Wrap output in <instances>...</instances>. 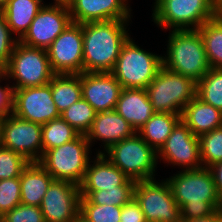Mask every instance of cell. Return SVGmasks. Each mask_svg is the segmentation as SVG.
<instances>
[{"instance_id": "74e56055", "label": "cell", "mask_w": 222, "mask_h": 222, "mask_svg": "<svg viewBox=\"0 0 222 222\" xmlns=\"http://www.w3.org/2000/svg\"><path fill=\"white\" fill-rule=\"evenodd\" d=\"M120 222H147L140 204L134 197L122 206Z\"/></svg>"}, {"instance_id": "b9f144b4", "label": "cell", "mask_w": 222, "mask_h": 222, "mask_svg": "<svg viewBox=\"0 0 222 222\" xmlns=\"http://www.w3.org/2000/svg\"><path fill=\"white\" fill-rule=\"evenodd\" d=\"M217 15H222V0H210Z\"/></svg>"}, {"instance_id": "cb8c5ba5", "label": "cell", "mask_w": 222, "mask_h": 222, "mask_svg": "<svg viewBox=\"0 0 222 222\" xmlns=\"http://www.w3.org/2000/svg\"><path fill=\"white\" fill-rule=\"evenodd\" d=\"M43 0H9L0 10L7 21V24L14 35L20 40L28 31L31 22L37 13L45 5Z\"/></svg>"}, {"instance_id": "ee69618b", "label": "cell", "mask_w": 222, "mask_h": 222, "mask_svg": "<svg viewBox=\"0 0 222 222\" xmlns=\"http://www.w3.org/2000/svg\"><path fill=\"white\" fill-rule=\"evenodd\" d=\"M73 222H89L87 219H85L80 213L76 216L75 220Z\"/></svg>"}, {"instance_id": "8fae6325", "label": "cell", "mask_w": 222, "mask_h": 222, "mask_svg": "<svg viewBox=\"0 0 222 222\" xmlns=\"http://www.w3.org/2000/svg\"><path fill=\"white\" fill-rule=\"evenodd\" d=\"M71 22L66 1H55L53 5L46 4L19 41L29 47L46 50Z\"/></svg>"}, {"instance_id": "ab89813d", "label": "cell", "mask_w": 222, "mask_h": 222, "mask_svg": "<svg viewBox=\"0 0 222 222\" xmlns=\"http://www.w3.org/2000/svg\"><path fill=\"white\" fill-rule=\"evenodd\" d=\"M211 170L219 199L222 203V161L209 167Z\"/></svg>"}, {"instance_id": "60d3db41", "label": "cell", "mask_w": 222, "mask_h": 222, "mask_svg": "<svg viewBox=\"0 0 222 222\" xmlns=\"http://www.w3.org/2000/svg\"><path fill=\"white\" fill-rule=\"evenodd\" d=\"M178 222H222V209L217 210L212 215L193 220H186L181 217Z\"/></svg>"}, {"instance_id": "bcb514c9", "label": "cell", "mask_w": 222, "mask_h": 222, "mask_svg": "<svg viewBox=\"0 0 222 222\" xmlns=\"http://www.w3.org/2000/svg\"><path fill=\"white\" fill-rule=\"evenodd\" d=\"M9 0H0V10L7 4Z\"/></svg>"}, {"instance_id": "8992f818", "label": "cell", "mask_w": 222, "mask_h": 222, "mask_svg": "<svg viewBox=\"0 0 222 222\" xmlns=\"http://www.w3.org/2000/svg\"><path fill=\"white\" fill-rule=\"evenodd\" d=\"M162 66L161 55L141 49L129 37L111 73L122 88L146 89Z\"/></svg>"}, {"instance_id": "5b68a950", "label": "cell", "mask_w": 222, "mask_h": 222, "mask_svg": "<svg viewBox=\"0 0 222 222\" xmlns=\"http://www.w3.org/2000/svg\"><path fill=\"white\" fill-rule=\"evenodd\" d=\"M91 145L80 134L71 142L45 151L38 163L54 178L81 185L90 162Z\"/></svg>"}, {"instance_id": "ba28073f", "label": "cell", "mask_w": 222, "mask_h": 222, "mask_svg": "<svg viewBox=\"0 0 222 222\" xmlns=\"http://www.w3.org/2000/svg\"><path fill=\"white\" fill-rule=\"evenodd\" d=\"M5 75L6 80L16 81L11 85L14 90L49 84L56 73L45 49L29 47L18 41L5 66Z\"/></svg>"}, {"instance_id": "836d02e7", "label": "cell", "mask_w": 222, "mask_h": 222, "mask_svg": "<svg viewBox=\"0 0 222 222\" xmlns=\"http://www.w3.org/2000/svg\"><path fill=\"white\" fill-rule=\"evenodd\" d=\"M29 163L22 154L0 146V180L19 177Z\"/></svg>"}, {"instance_id": "f1b7e54d", "label": "cell", "mask_w": 222, "mask_h": 222, "mask_svg": "<svg viewBox=\"0 0 222 222\" xmlns=\"http://www.w3.org/2000/svg\"><path fill=\"white\" fill-rule=\"evenodd\" d=\"M197 96L222 111V69L211 68L197 83Z\"/></svg>"}, {"instance_id": "f35d334b", "label": "cell", "mask_w": 222, "mask_h": 222, "mask_svg": "<svg viewBox=\"0 0 222 222\" xmlns=\"http://www.w3.org/2000/svg\"><path fill=\"white\" fill-rule=\"evenodd\" d=\"M2 78H0V82ZM13 111V89L6 84L5 87L0 85V118H5Z\"/></svg>"}, {"instance_id": "7c38bea8", "label": "cell", "mask_w": 222, "mask_h": 222, "mask_svg": "<svg viewBox=\"0 0 222 222\" xmlns=\"http://www.w3.org/2000/svg\"><path fill=\"white\" fill-rule=\"evenodd\" d=\"M46 51L56 74L83 73L82 24L71 22Z\"/></svg>"}, {"instance_id": "9c48e42d", "label": "cell", "mask_w": 222, "mask_h": 222, "mask_svg": "<svg viewBox=\"0 0 222 222\" xmlns=\"http://www.w3.org/2000/svg\"><path fill=\"white\" fill-rule=\"evenodd\" d=\"M152 20L167 30H194L214 18L210 0H155Z\"/></svg>"}, {"instance_id": "d4e9b609", "label": "cell", "mask_w": 222, "mask_h": 222, "mask_svg": "<svg viewBox=\"0 0 222 222\" xmlns=\"http://www.w3.org/2000/svg\"><path fill=\"white\" fill-rule=\"evenodd\" d=\"M180 120V114L155 112L137 133L158 152Z\"/></svg>"}, {"instance_id": "f6af8a7d", "label": "cell", "mask_w": 222, "mask_h": 222, "mask_svg": "<svg viewBox=\"0 0 222 222\" xmlns=\"http://www.w3.org/2000/svg\"><path fill=\"white\" fill-rule=\"evenodd\" d=\"M5 118H0V146L2 145V124Z\"/></svg>"}, {"instance_id": "52a82bcc", "label": "cell", "mask_w": 222, "mask_h": 222, "mask_svg": "<svg viewBox=\"0 0 222 222\" xmlns=\"http://www.w3.org/2000/svg\"><path fill=\"white\" fill-rule=\"evenodd\" d=\"M146 91L155 112L181 115L184 107L197 96V83L162 66Z\"/></svg>"}, {"instance_id": "d590c367", "label": "cell", "mask_w": 222, "mask_h": 222, "mask_svg": "<svg viewBox=\"0 0 222 222\" xmlns=\"http://www.w3.org/2000/svg\"><path fill=\"white\" fill-rule=\"evenodd\" d=\"M2 222H45L40 207L20 203L0 218Z\"/></svg>"}, {"instance_id": "e575fe53", "label": "cell", "mask_w": 222, "mask_h": 222, "mask_svg": "<svg viewBox=\"0 0 222 222\" xmlns=\"http://www.w3.org/2000/svg\"><path fill=\"white\" fill-rule=\"evenodd\" d=\"M21 203L19 177L0 180V218Z\"/></svg>"}, {"instance_id": "d6a6232c", "label": "cell", "mask_w": 222, "mask_h": 222, "mask_svg": "<svg viewBox=\"0 0 222 222\" xmlns=\"http://www.w3.org/2000/svg\"><path fill=\"white\" fill-rule=\"evenodd\" d=\"M122 207L93 204L87 197L80 199V214L89 222H120Z\"/></svg>"}, {"instance_id": "1f68e13d", "label": "cell", "mask_w": 222, "mask_h": 222, "mask_svg": "<svg viewBox=\"0 0 222 222\" xmlns=\"http://www.w3.org/2000/svg\"><path fill=\"white\" fill-rule=\"evenodd\" d=\"M202 167L222 161V126L199 136Z\"/></svg>"}, {"instance_id": "603a6c76", "label": "cell", "mask_w": 222, "mask_h": 222, "mask_svg": "<svg viewBox=\"0 0 222 222\" xmlns=\"http://www.w3.org/2000/svg\"><path fill=\"white\" fill-rule=\"evenodd\" d=\"M21 203L37 206L54 180V178L38 163L30 162L19 176Z\"/></svg>"}, {"instance_id": "30bf717a", "label": "cell", "mask_w": 222, "mask_h": 222, "mask_svg": "<svg viewBox=\"0 0 222 222\" xmlns=\"http://www.w3.org/2000/svg\"><path fill=\"white\" fill-rule=\"evenodd\" d=\"M134 198L140 204L147 222H178L181 218L180 207L166 179L161 182L155 178L137 181Z\"/></svg>"}, {"instance_id": "ffe728a7", "label": "cell", "mask_w": 222, "mask_h": 222, "mask_svg": "<svg viewBox=\"0 0 222 222\" xmlns=\"http://www.w3.org/2000/svg\"><path fill=\"white\" fill-rule=\"evenodd\" d=\"M94 161H90L80 185L81 197H88L93 191L115 189L123 185L129 178L103 154L96 153ZM93 164H90V163Z\"/></svg>"}, {"instance_id": "7bdbcfd3", "label": "cell", "mask_w": 222, "mask_h": 222, "mask_svg": "<svg viewBox=\"0 0 222 222\" xmlns=\"http://www.w3.org/2000/svg\"><path fill=\"white\" fill-rule=\"evenodd\" d=\"M0 78H3L2 80L6 79L5 66L2 63H0Z\"/></svg>"}, {"instance_id": "ac0fdd59", "label": "cell", "mask_w": 222, "mask_h": 222, "mask_svg": "<svg viewBox=\"0 0 222 222\" xmlns=\"http://www.w3.org/2000/svg\"><path fill=\"white\" fill-rule=\"evenodd\" d=\"M128 0H66L72 22L130 20Z\"/></svg>"}, {"instance_id": "e0dca14e", "label": "cell", "mask_w": 222, "mask_h": 222, "mask_svg": "<svg viewBox=\"0 0 222 222\" xmlns=\"http://www.w3.org/2000/svg\"><path fill=\"white\" fill-rule=\"evenodd\" d=\"M81 88L82 98L96 112L114 110L123 89L111 72L81 73Z\"/></svg>"}, {"instance_id": "4fadbf2b", "label": "cell", "mask_w": 222, "mask_h": 222, "mask_svg": "<svg viewBox=\"0 0 222 222\" xmlns=\"http://www.w3.org/2000/svg\"><path fill=\"white\" fill-rule=\"evenodd\" d=\"M1 146L38 162L42 157V125L8 114L2 124Z\"/></svg>"}, {"instance_id": "4dcf8cb0", "label": "cell", "mask_w": 222, "mask_h": 222, "mask_svg": "<svg viewBox=\"0 0 222 222\" xmlns=\"http://www.w3.org/2000/svg\"><path fill=\"white\" fill-rule=\"evenodd\" d=\"M135 181L128 179L115 189L93 191L87 198L98 205H114L122 207L134 197Z\"/></svg>"}, {"instance_id": "f546056e", "label": "cell", "mask_w": 222, "mask_h": 222, "mask_svg": "<svg viewBox=\"0 0 222 222\" xmlns=\"http://www.w3.org/2000/svg\"><path fill=\"white\" fill-rule=\"evenodd\" d=\"M94 108L83 98L70 105L61 113V117L80 134L86 135L96 116Z\"/></svg>"}, {"instance_id": "7a4b0ae2", "label": "cell", "mask_w": 222, "mask_h": 222, "mask_svg": "<svg viewBox=\"0 0 222 222\" xmlns=\"http://www.w3.org/2000/svg\"><path fill=\"white\" fill-rule=\"evenodd\" d=\"M129 20L82 23L83 72H111L130 37Z\"/></svg>"}, {"instance_id": "3957f363", "label": "cell", "mask_w": 222, "mask_h": 222, "mask_svg": "<svg viewBox=\"0 0 222 222\" xmlns=\"http://www.w3.org/2000/svg\"><path fill=\"white\" fill-rule=\"evenodd\" d=\"M170 32L167 55L162 56L163 66L198 83L211 69L200 32L197 29Z\"/></svg>"}, {"instance_id": "d6986e66", "label": "cell", "mask_w": 222, "mask_h": 222, "mask_svg": "<svg viewBox=\"0 0 222 222\" xmlns=\"http://www.w3.org/2000/svg\"><path fill=\"white\" fill-rule=\"evenodd\" d=\"M135 129L115 110L97 112L90 130L86 133L89 144L102 141L104 152L113 144L133 136Z\"/></svg>"}, {"instance_id": "4316f807", "label": "cell", "mask_w": 222, "mask_h": 222, "mask_svg": "<svg viewBox=\"0 0 222 222\" xmlns=\"http://www.w3.org/2000/svg\"><path fill=\"white\" fill-rule=\"evenodd\" d=\"M197 30L202 36L210 67L222 69V15H216Z\"/></svg>"}, {"instance_id": "83f0119b", "label": "cell", "mask_w": 222, "mask_h": 222, "mask_svg": "<svg viewBox=\"0 0 222 222\" xmlns=\"http://www.w3.org/2000/svg\"><path fill=\"white\" fill-rule=\"evenodd\" d=\"M80 133L62 117L53 119L42 125V155L53 149L76 139Z\"/></svg>"}, {"instance_id": "484cf974", "label": "cell", "mask_w": 222, "mask_h": 222, "mask_svg": "<svg viewBox=\"0 0 222 222\" xmlns=\"http://www.w3.org/2000/svg\"><path fill=\"white\" fill-rule=\"evenodd\" d=\"M49 83L60 114L82 98L81 74H56Z\"/></svg>"}, {"instance_id": "277c9868", "label": "cell", "mask_w": 222, "mask_h": 222, "mask_svg": "<svg viewBox=\"0 0 222 222\" xmlns=\"http://www.w3.org/2000/svg\"><path fill=\"white\" fill-rule=\"evenodd\" d=\"M97 152L135 182L155 178L157 152L137 132L111 145L105 152Z\"/></svg>"}, {"instance_id": "2e32d148", "label": "cell", "mask_w": 222, "mask_h": 222, "mask_svg": "<svg viewBox=\"0 0 222 222\" xmlns=\"http://www.w3.org/2000/svg\"><path fill=\"white\" fill-rule=\"evenodd\" d=\"M80 199V186L53 180L39 206L45 222H73L80 213Z\"/></svg>"}, {"instance_id": "7402d4cb", "label": "cell", "mask_w": 222, "mask_h": 222, "mask_svg": "<svg viewBox=\"0 0 222 222\" xmlns=\"http://www.w3.org/2000/svg\"><path fill=\"white\" fill-rule=\"evenodd\" d=\"M181 120L199 137L222 126V111L196 96L184 107Z\"/></svg>"}, {"instance_id": "5bb4252c", "label": "cell", "mask_w": 222, "mask_h": 222, "mask_svg": "<svg viewBox=\"0 0 222 222\" xmlns=\"http://www.w3.org/2000/svg\"><path fill=\"white\" fill-rule=\"evenodd\" d=\"M16 117L38 124L61 117L51 93V85L13 90V111Z\"/></svg>"}, {"instance_id": "8d00e7d4", "label": "cell", "mask_w": 222, "mask_h": 222, "mask_svg": "<svg viewBox=\"0 0 222 222\" xmlns=\"http://www.w3.org/2000/svg\"><path fill=\"white\" fill-rule=\"evenodd\" d=\"M17 37L12 38V32L7 24L4 14L0 11V63L6 66L10 60Z\"/></svg>"}, {"instance_id": "6da1fadb", "label": "cell", "mask_w": 222, "mask_h": 222, "mask_svg": "<svg viewBox=\"0 0 222 222\" xmlns=\"http://www.w3.org/2000/svg\"><path fill=\"white\" fill-rule=\"evenodd\" d=\"M167 178L173 197L180 207L181 217L198 219L222 209L211 170L202 167L182 170Z\"/></svg>"}, {"instance_id": "9a60e30c", "label": "cell", "mask_w": 222, "mask_h": 222, "mask_svg": "<svg viewBox=\"0 0 222 222\" xmlns=\"http://www.w3.org/2000/svg\"><path fill=\"white\" fill-rule=\"evenodd\" d=\"M159 158L169 165L182 167L183 171L202 168L199 137L180 120L157 152Z\"/></svg>"}, {"instance_id": "44dd1931", "label": "cell", "mask_w": 222, "mask_h": 222, "mask_svg": "<svg viewBox=\"0 0 222 222\" xmlns=\"http://www.w3.org/2000/svg\"><path fill=\"white\" fill-rule=\"evenodd\" d=\"M137 132L155 113L146 89L123 88L114 109Z\"/></svg>"}]
</instances>
